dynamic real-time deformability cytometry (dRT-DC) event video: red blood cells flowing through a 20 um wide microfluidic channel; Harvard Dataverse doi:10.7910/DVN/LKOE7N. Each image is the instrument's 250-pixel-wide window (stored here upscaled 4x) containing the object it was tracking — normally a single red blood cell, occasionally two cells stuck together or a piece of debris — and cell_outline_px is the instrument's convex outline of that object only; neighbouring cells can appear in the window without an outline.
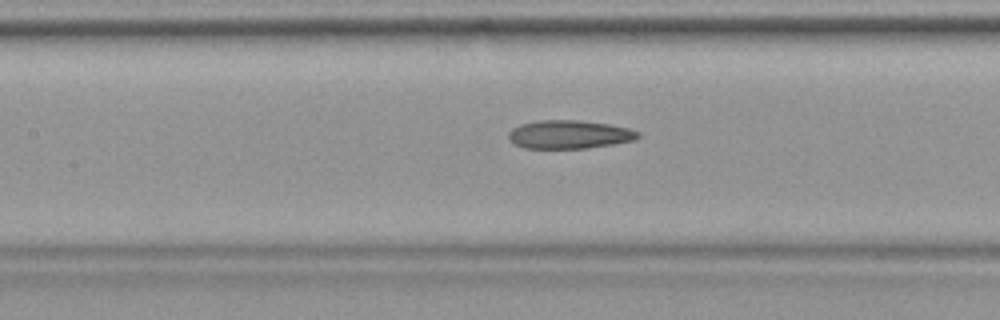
{"species": "common noctule bat (a hibernating species)", "species_latin": "Nyctalus noctula", "temperature_condition": "warm", "stored_images_in_passage": 41, "camera_frame_rate_fps": 3000, "um_per_image_px": 0.085, "animal": {"sex": "female", "body_mass_g": 19.9}, "frame": {"image": 1, "passage_image": 18, "time_ms": 5.667, "image_size_px": [1000, 320], "cell_outline_px": [[640, 136], [636, 140], [612, 144], [584, 148], [524, 148], [508, 140], [508, 132], [512, 128], [520, 124], [540, 120], [580, 120], [608, 124], [628, 128], [640, 132]], "centroid_in_image_um": [48.38, 11.42], "position_along_channel_um": 159.0, "area_um2": 21.44}}